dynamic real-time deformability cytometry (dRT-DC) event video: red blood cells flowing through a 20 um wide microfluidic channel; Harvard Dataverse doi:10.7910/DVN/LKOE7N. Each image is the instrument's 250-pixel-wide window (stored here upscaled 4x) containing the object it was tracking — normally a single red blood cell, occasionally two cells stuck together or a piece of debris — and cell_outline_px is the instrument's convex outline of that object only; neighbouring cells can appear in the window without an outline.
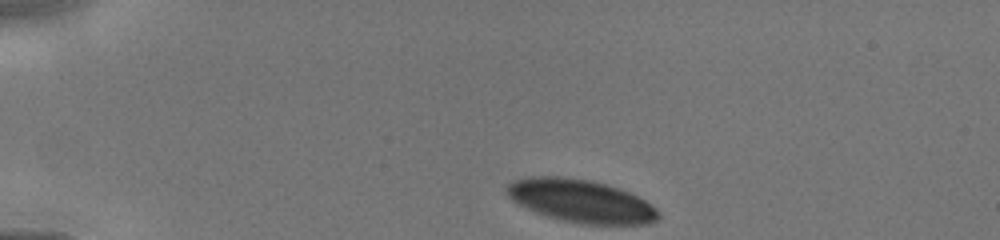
{"species": "human", "species_latin": "Homo sapiens", "temperature_condition": "cold", "stored_images_in_passage": 5, "camera_frame_rate_fps": 3000, "um_per_image_px": 0.085, "donor": {"sex": "male"}, "frame": {"image": 1, "passage_image": 1, "time_ms": 0.0, "image_size_px": [1000, 240], "cell_outline_px": [[660, 216], [656, 220], [648, 224], [580, 224], [548, 216], [536, 212], [512, 200], [508, 196], [504, 188], [512, 180], [528, 176], [556, 176], [588, 180], [604, 184], [628, 192], [644, 200], [656, 208], [660, 212]], "centroid_in_image_um": [49.35, 17.08], "position_along_channel_um": 35.7, "area_um2": 37.57}}
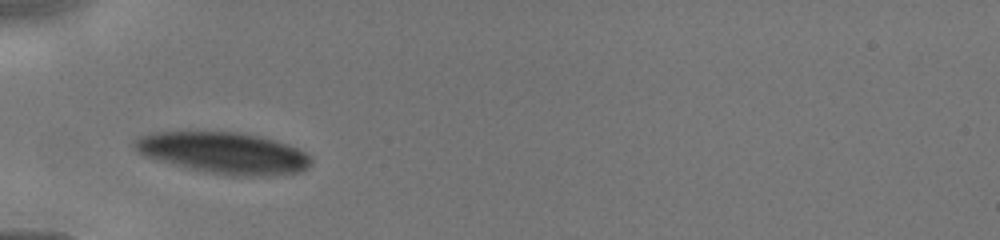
{"frame": {"image": 2, "passage_image": 4, "time_ms": 2.0, "image_size_px": [1000, 240], "cell_outline_px": [[312, 164], [308, 168], [300, 172], [268, 176], [236, 176], [204, 172], [188, 168], [144, 156], [132, 144], [140, 136], [148, 132], [240, 132], [260, 136], [288, 144], [312, 156]], "centroid_in_image_um": [19.06, 13.0], "position_along_channel_um": 65.9, "area_um2": 42.66}}